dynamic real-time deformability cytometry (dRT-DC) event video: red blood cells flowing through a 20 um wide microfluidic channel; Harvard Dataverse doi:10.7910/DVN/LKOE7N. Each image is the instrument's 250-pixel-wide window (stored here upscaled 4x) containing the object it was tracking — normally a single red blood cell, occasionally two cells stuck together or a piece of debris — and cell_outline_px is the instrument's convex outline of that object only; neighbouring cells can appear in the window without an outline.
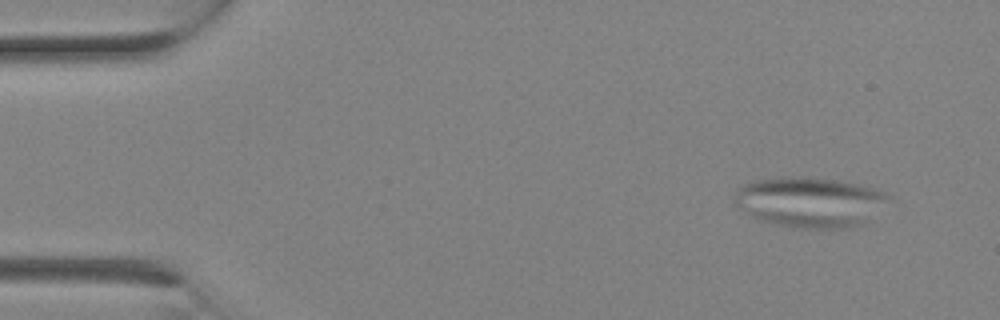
{"species": "Egyptian fruit bat (a non-hibernating species)", "species_latin": "Rousettus aegyptiacus", "temperature_condition": "room temperature", "stored_images_in_passage": 2, "camera_frame_rate_fps": 3000, "um_per_image_px": 0.085, "animal": {"sex": "female"}, "frame": {"image": 1, "passage_image": 1, "time_ms": 0.0, "image_size_px": [1000, 320], "cell_outline_px": [[892, 200], [860, 224], [848, 228], [792, 228], [760, 220], [752, 216], [740, 208], [736, 204], [736, 188], [752, 180], [800, 176], [804, 176], [832, 180], [856, 184], [872, 188], [884, 192], [892, 196]], "centroid_in_image_um": [68.84, 17.17], "position_along_channel_um": 16.2, "area_um2": 44.74}}